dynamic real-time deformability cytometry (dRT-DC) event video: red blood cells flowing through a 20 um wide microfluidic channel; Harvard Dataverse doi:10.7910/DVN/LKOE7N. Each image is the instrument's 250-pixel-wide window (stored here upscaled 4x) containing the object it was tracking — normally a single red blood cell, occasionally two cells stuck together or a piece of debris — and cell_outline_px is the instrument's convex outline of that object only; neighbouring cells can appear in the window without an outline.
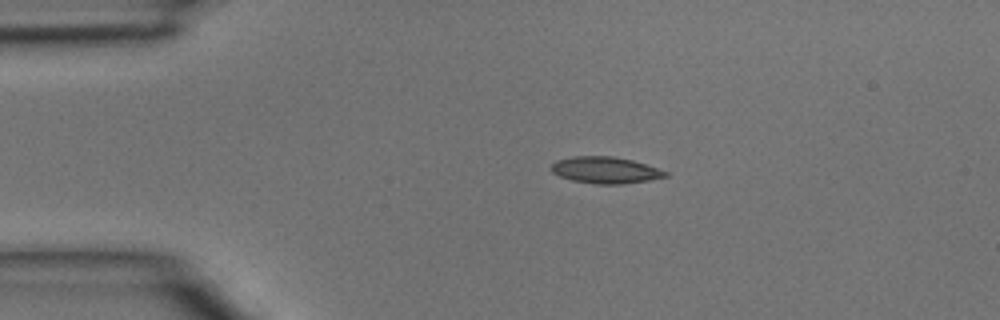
{"species": "common noctule bat (a hibernating species)", "species_latin": "Nyctalus noctula", "temperature_condition": "room temperature", "stored_images_in_passage": 2, "camera_frame_rate_fps": 3000, "um_per_image_px": 0.085, "animal": {"sex": "male", "body_mass_g": 15.6}, "frame": {"image": 1, "passage_image": 1, "time_ms": 0.0, "image_size_px": [1000, 320], "cell_outline_px": [[668, 176], [648, 180], [620, 184], [596, 184], [572, 180], [560, 176], [552, 172], [548, 168], [556, 160], [572, 156], [612, 156], [632, 160], [668, 172]], "centroid_in_image_um": [51.4, 14.45], "position_along_channel_um": 33.6, "area_um2": 17.57}}